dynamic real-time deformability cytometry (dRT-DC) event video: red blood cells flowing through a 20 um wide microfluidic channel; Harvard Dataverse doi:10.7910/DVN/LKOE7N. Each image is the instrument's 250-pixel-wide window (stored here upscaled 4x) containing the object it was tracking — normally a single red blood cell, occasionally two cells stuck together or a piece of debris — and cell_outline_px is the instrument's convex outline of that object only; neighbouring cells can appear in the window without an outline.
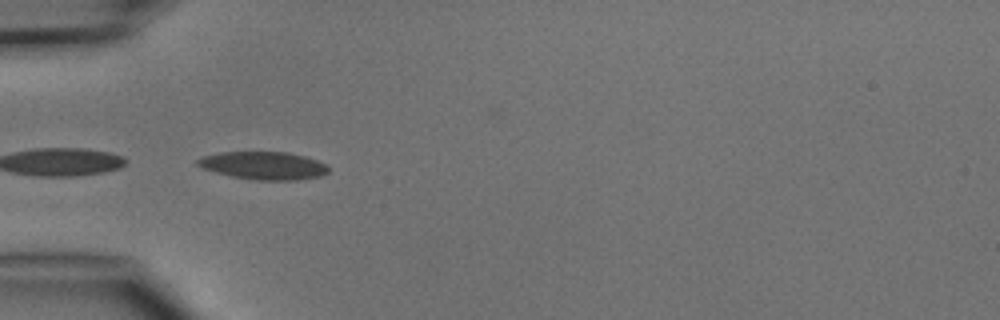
{"species": "common noctule bat (a hibernating species)", "species_latin": "Nyctalus noctula", "temperature_condition": "cold", "stored_images_in_passage": 7, "camera_frame_rate_fps": 3000, "um_per_image_px": 0.085, "animal": {"sex": "male", "body_mass_g": 15.6}, "frame": {"image": 1, "passage_image": 4, "time_ms": 3.333, "image_size_px": [1000, 320], "cell_outline_px": [[328, 172], [320, 176], [296, 180], [256, 180], [232, 176], [200, 168], [196, 164], [196, 160], [204, 156], [220, 152], [288, 152], [304, 156], [328, 164]], "centroid_in_image_um": [22.4, 14.07], "position_along_channel_um": 62.6, "area_um2": 21.21}}